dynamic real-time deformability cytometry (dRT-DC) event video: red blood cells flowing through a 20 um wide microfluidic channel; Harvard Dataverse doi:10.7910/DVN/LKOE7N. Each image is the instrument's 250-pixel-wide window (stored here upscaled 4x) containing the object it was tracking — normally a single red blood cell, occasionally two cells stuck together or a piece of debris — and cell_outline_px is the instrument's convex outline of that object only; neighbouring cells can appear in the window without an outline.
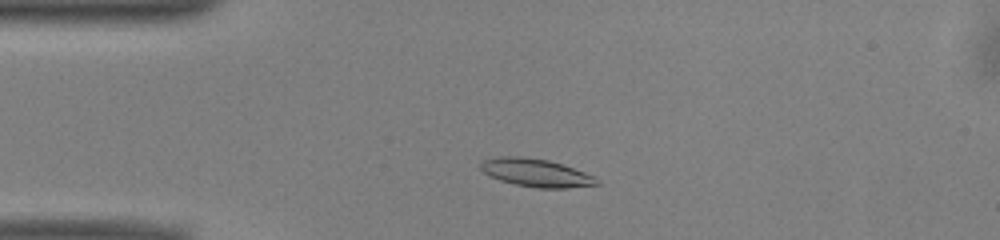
{"species": "common noctule bat (a hibernating species)", "species_latin": "Nyctalus noctula", "temperature_condition": "warm", "stored_images_in_passage": 45, "camera_frame_rate_fps": 3000, "um_per_image_px": 0.085, "animal": {"sex": "male", "body_mass_g": 13.0, "forearm_length_mm": 53.1}, "frame": {"image": 1, "passage_image": 6, "time_ms": 1.667, "image_size_px": [1000, 240], "cell_outline_px": [[600, 184], [568, 188], [536, 188], [516, 184], [500, 180], [488, 176], [480, 168], [480, 164], [484, 160], [500, 156], [524, 156], [548, 160], [596, 176], [600, 180]], "centroid_in_image_um": [45.57, 14.69], "position_along_channel_um": 39.4, "area_um2": 18.96}}
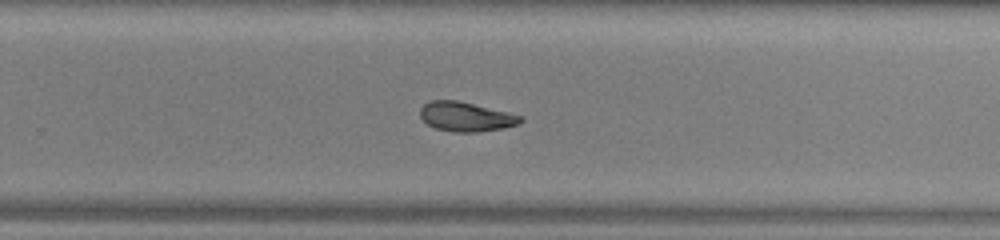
{"frame": {"image": 2, "passage_image": 27, "time_ms": 8.667, "image_size_px": [1000, 240], "cell_outline_px": [[524, 120], [520, 124], [504, 128], [480, 132], [452, 132], [436, 128], [428, 124], [420, 116], [420, 108], [424, 104], [432, 100], [456, 100], [508, 112], [524, 116]], "centroid_in_image_um": [39.65, 9.93], "position_along_channel_um": 290.2, "area_um2": 17.28}}
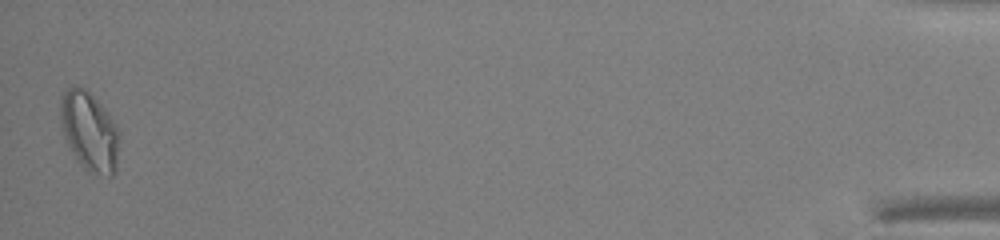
{"frame": {"image": 3, "passage_image": 45, "time_ms": 14.667, "image_size_px": [1000, 240], "cell_outline_px": [[120, 136], [116, 172], [112, 176], [108, 176], [88, 172], [76, 160], [68, 148], [60, 124], [60, 96], [68, 88], [84, 88], [108, 112], [116, 124], [120, 132]], "centroid_in_image_um": [7.61, 11.22], "position_along_channel_um": 427.6, "area_um2": 27.51}, "authors_computed_cell_mechanics": {"area_um2": 18.0336, "velocity_mm_per_s": 3.9552, "shape_relaxation_time_tau1_ms": 6.9073, "shape_relaxation_time_tau2_ms": 4.3531, "deformation_change_tau1": 0.1856, "deformation_change_tau2": 0.1011}}